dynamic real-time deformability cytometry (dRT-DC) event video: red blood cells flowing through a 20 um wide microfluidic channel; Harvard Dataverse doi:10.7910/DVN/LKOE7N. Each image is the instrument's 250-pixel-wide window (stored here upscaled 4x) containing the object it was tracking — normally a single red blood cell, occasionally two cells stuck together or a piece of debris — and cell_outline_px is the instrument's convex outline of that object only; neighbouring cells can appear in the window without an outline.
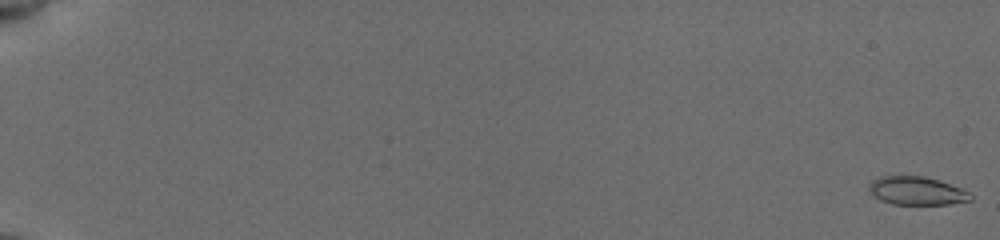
{"species": "common noctule bat (a hibernating species)", "species_latin": "Nyctalus noctula", "temperature_condition": "cold", "stored_images_in_passage": 18, "camera_frame_rate_fps": 3000, "um_per_image_px": 0.085, "animal": {"sex": "female", "body_mass_g": 19.5, "forearm_length_mm": 54.1}, "frame": {"image": 1, "passage_image": 1, "time_ms": 0.0, "image_size_px": [1000, 240], "cell_outline_px": [[972, 200], [948, 204], [892, 204], [880, 200], [868, 188], [868, 184], [876, 176], [924, 176], [940, 180], [960, 188], [968, 192], [972, 196]], "centroid_in_image_um": [77.9, 16.21], "position_along_channel_um": 7.1, "area_um2": 16.7}}
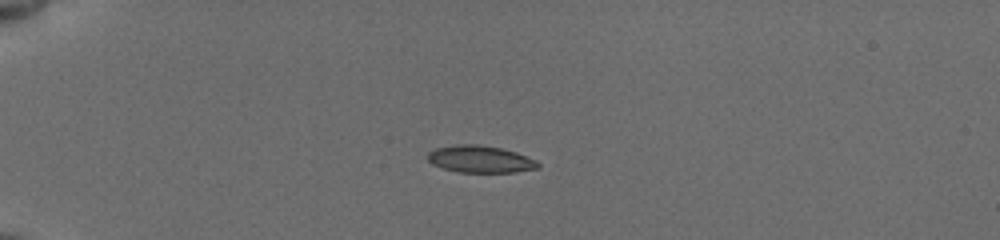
{"frame": {"image": 2, "passage_image": 14, "time_ms": 5.333, "image_size_px": [1000, 240], "cell_outline_px": [[540, 168], [516, 172], [456, 172], [432, 164], [428, 160], [428, 152], [436, 148], [456, 144], [480, 144], [500, 148], [516, 152], [536, 160], [540, 164]], "centroid_in_image_um": [40.83, 13.53], "position_along_channel_um": 44.2, "area_um2": 17.46}}
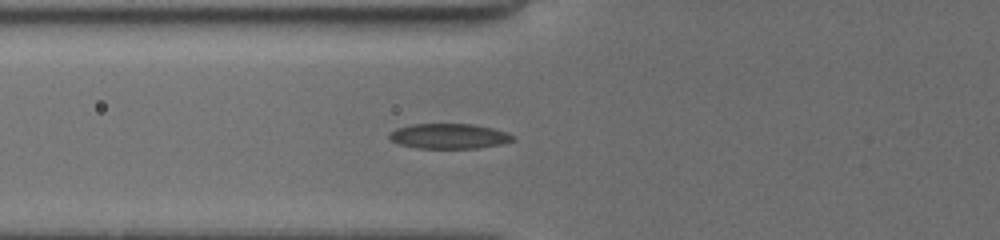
{"frame": {"image": 3, "passage_image": 18, "time_ms": 7.667, "image_size_px": [1000, 240], "cell_outline_px": [[516, 140], [500, 144], [476, 148], [416, 148], [400, 144], [388, 140], [388, 136], [396, 128], [412, 124], [472, 124], [492, 128], [508, 132], [516, 136]], "centroid_in_image_um": [38.18, 11.57], "position_along_channel_um": 87.6, "area_um2": 18.15}}